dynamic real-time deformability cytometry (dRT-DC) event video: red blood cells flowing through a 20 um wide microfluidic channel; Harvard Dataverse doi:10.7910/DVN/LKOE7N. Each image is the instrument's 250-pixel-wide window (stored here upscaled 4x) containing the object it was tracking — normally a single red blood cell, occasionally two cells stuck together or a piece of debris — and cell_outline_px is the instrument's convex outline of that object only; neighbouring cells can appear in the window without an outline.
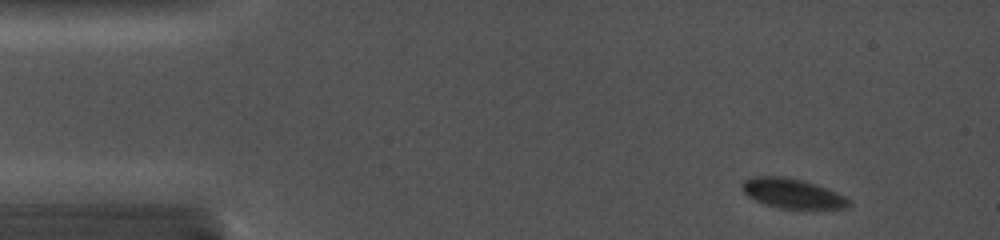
{"species": "common noctule bat (a hibernating species)", "species_latin": "Nyctalus noctula", "temperature_condition": "cold", "stored_images_in_passage": 5, "camera_frame_rate_fps": 5000, "um_per_image_px": 0.085, "animal": {"sex": "female", "body_mass_g": 19.0, "forearm_length_mm": 56.7}, "frame": {"image": 1, "passage_image": 1, "time_ms": 0.0, "image_size_px": [1000, 240], "cell_outline_px": [[852, 204], [848, 208], [780, 208], [764, 204], [748, 196], [744, 192], [744, 180], [752, 176], [784, 176], [804, 180], [816, 184], [836, 192], [844, 196]], "centroid_in_image_um": [67.37, 16.43], "position_along_channel_um": 17.6, "area_um2": 18.26}}
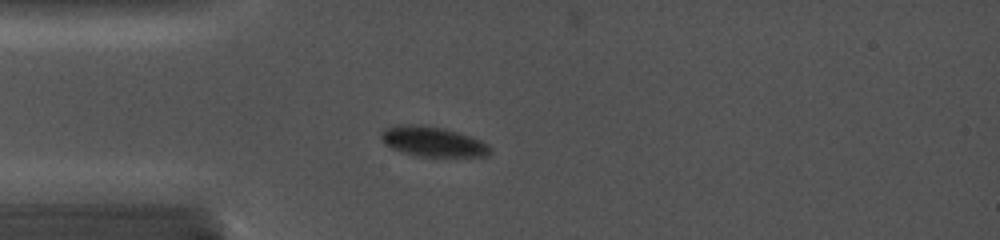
{"frame": {"image": 2, "passage_image": 4, "time_ms": 2.8, "image_size_px": [1000, 240], "cell_outline_px": [[492, 152], [488, 156], [420, 156], [404, 152], [392, 148], [384, 144], [380, 136], [380, 132], [384, 128], [396, 124], [420, 124], [444, 128], [480, 140], [488, 144], [492, 148]], "centroid_in_image_um": [36.76, 12.02], "position_along_channel_um": 48.2, "area_um2": 19.07}}